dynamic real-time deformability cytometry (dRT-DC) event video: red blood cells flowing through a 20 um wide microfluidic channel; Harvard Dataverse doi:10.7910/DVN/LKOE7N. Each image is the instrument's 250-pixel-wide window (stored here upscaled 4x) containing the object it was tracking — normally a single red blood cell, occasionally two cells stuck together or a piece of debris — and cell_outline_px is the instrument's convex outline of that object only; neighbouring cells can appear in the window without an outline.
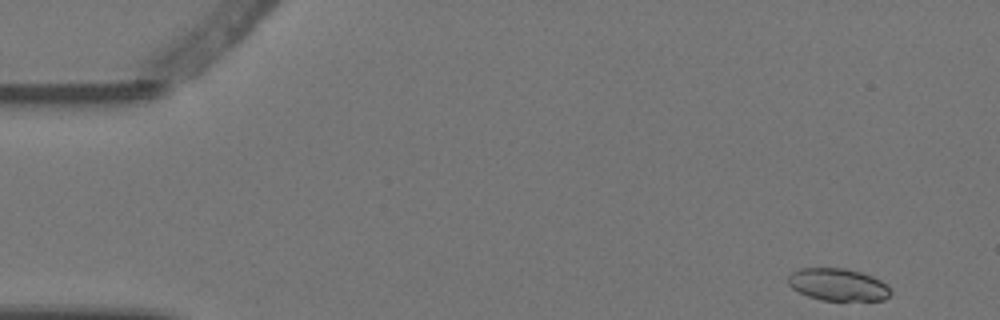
{"species": "Egyptian fruit bat (a non-hibernating species)", "species_latin": "Rousettus aegyptiacus", "temperature_condition": "warm", "stored_images_in_passage": 5, "camera_frame_rate_fps": 3000, "um_per_image_px": 0.085, "animal": {"sex": "female"}, "frame": {"image": 1, "passage_image": 1, "time_ms": 0.0, "image_size_px": [1000, 320], "cell_outline_px": [[892, 292], [884, 300], [820, 300], [808, 296], [792, 288], [788, 284], [788, 276], [792, 272], [800, 268], [844, 268], [860, 272], [872, 276], [888, 284]], "centroid_in_image_um": [71.24, 24.19], "position_along_channel_um": 13.8, "area_um2": 19.31}}
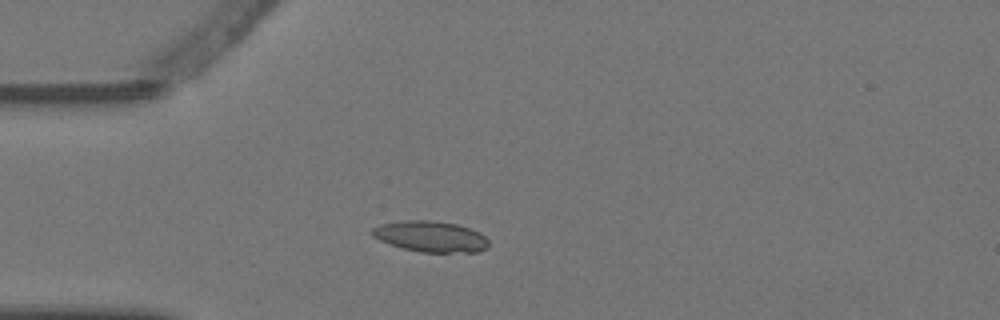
{"frame": {"image": 2, "passage_image": 4, "time_ms": 1.0, "image_size_px": [1000, 320], "cell_outline_px": [[488, 248], [480, 252], [420, 252], [404, 248], [380, 240], [372, 236], [368, 232], [372, 228], [380, 224], [400, 220], [428, 220], [456, 224], [480, 232], [488, 240]], "centroid_in_image_um": [36.59, 20.1], "position_along_channel_um": 48.4, "area_um2": 21.04}}